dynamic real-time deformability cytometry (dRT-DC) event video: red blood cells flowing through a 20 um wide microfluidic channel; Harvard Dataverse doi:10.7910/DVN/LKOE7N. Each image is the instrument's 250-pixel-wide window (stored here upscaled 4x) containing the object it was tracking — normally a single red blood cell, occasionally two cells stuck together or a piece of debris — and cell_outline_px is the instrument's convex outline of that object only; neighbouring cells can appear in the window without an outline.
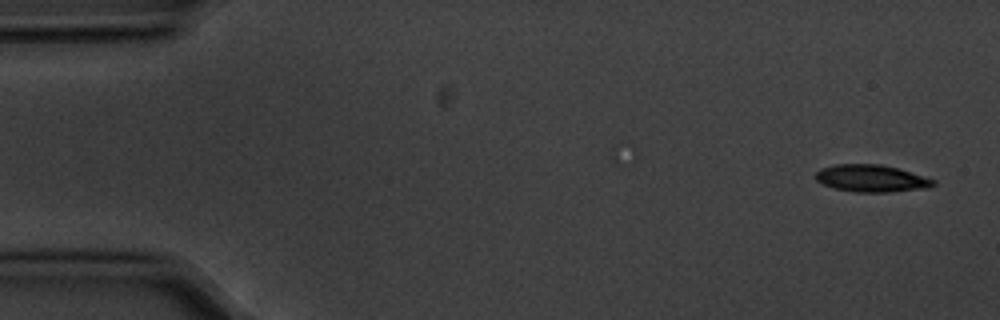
{"species": "common noctule bat (a hibernating species)", "species_latin": "Nyctalus noctula", "temperature_condition": "cold", "stored_images_in_passage": 4, "camera_frame_rate_fps": 3000, "um_per_image_px": 0.085, "animal": {"sex": "male", "body_mass_g": 20.1, "forearm_length_mm": 53.5}, "frame": {"image": 1, "passage_image": 1, "time_ms": 0.0, "image_size_px": [1000, 320], "cell_outline_px": [[936, 184], [928, 188], [888, 192], [856, 192], [832, 188], [816, 180], [812, 176], [820, 168], [836, 164], [880, 164], [896, 168], [936, 180]], "centroid_in_image_um": [74.02, 15.16], "position_along_channel_um": 11.0, "area_um2": 18.67}}
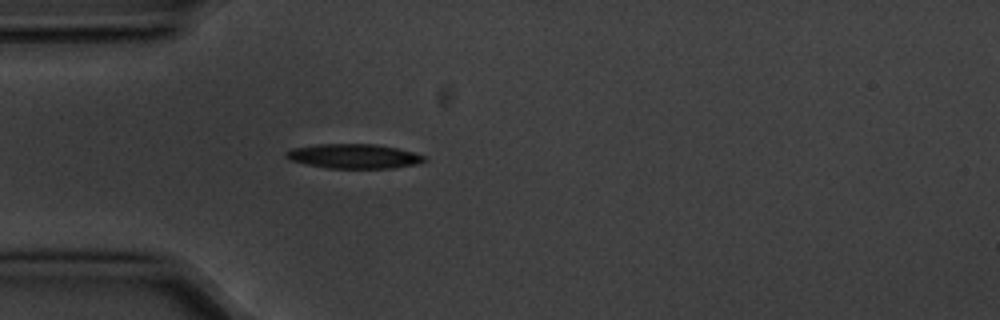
{"frame": {"image": 2, "passage_image": 4, "time_ms": 1.0, "image_size_px": [1000, 320], "cell_outline_px": [[428, 160], [416, 164], [396, 168], [328, 168], [304, 164], [288, 160], [284, 156], [284, 152], [292, 148], [316, 144], [376, 144], [396, 148], [428, 156]], "centroid_in_image_um": [30.06, 13.28], "position_along_channel_um": 54.9, "area_um2": 20.0}}